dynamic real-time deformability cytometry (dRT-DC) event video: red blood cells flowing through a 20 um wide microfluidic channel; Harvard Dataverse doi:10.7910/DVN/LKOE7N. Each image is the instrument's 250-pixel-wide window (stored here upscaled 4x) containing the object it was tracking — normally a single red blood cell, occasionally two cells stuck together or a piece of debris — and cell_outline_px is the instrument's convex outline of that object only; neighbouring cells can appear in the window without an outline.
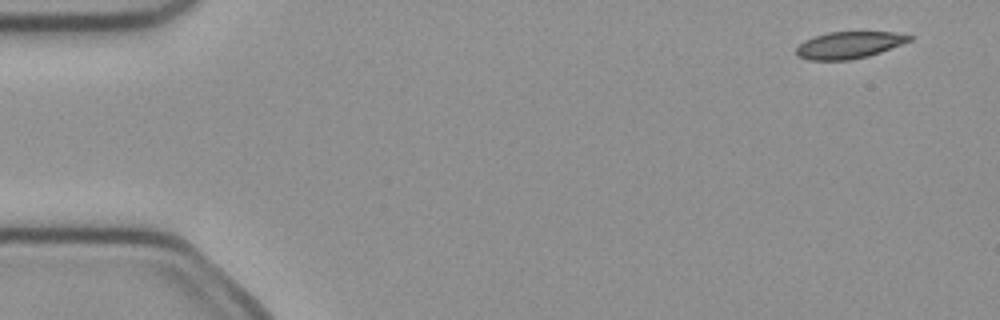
{"species": "common noctule bat (a hibernating species)", "species_latin": "Nyctalus noctula", "temperature_condition": "cold", "stored_images_in_passage": 3, "camera_frame_rate_fps": 3000, "um_per_image_px": 0.085, "animal": {"sex": "female", "body_mass_g": 21.9}, "frame": {"image": 1, "passage_image": 1, "time_ms": 0.0, "image_size_px": [1000, 320], "cell_outline_px": [[916, 36], [912, 40], [880, 52], [868, 56], [848, 60], [808, 60], [796, 56], [796, 48], [804, 40], [828, 32], [896, 32]], "centroid_in_image_um": [72.18, 3.82], "position_along_channel_um": 12.8, "area_um2": 17.74}}